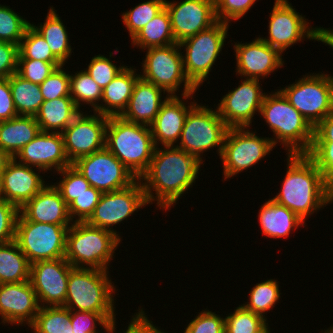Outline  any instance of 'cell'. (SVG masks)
I'll return each mask as SVG.
<instances>
[{
	"mask_svg": "<svg viewBox=\"0 0 333 333\" xmlns=\"http://www.w3.org/2000/svg\"><path fill=\"white\" fill-rule=\"evenodd\" d=\"M201 164L197 157L174 145L156 147L147 171L139 178L148 204L157 201L159 209L170 210L196 182Z\"/></svg>",
	"mask_w": 333,
	"mask_h": 333,
	"instance_id": "cell-1",
	"label": "cell"
},
{
	"mask_svg": "<svg viewBox=\"0 0 333 333\" xmlns=\"http://www.w3.org/2000/svg\"><path fill=\"white\" fill-rule=\"evenodd\" d=\"M287 171L280 192L273 198L303 221L333 203V191L322 173L306 154H287Z\"/></svg>",
	"mask_w": 333,
	"mask_h": 333,
	"instance_id": "cell-2",
	"label": "cell"
},
{
	"mask_svg": "<svg viewBox=\"0 0 333 333\" xmlns=\"http://www.w3.org/2000/svg\"><path fill=\"white\" fill-rule=\"evenodd\" d=\"M260 115L265 119L275 138L287 150V154H306L312 145L314 127L300 114L278 90L265 94Z\"/></svg>",
	"mask_w": 333,
	"mask_h": 333,
	"instance_id": "cell-3",
	"label": "cell"
},
{
	"mask_svg": "<svg viewBox=\"0 0 333 333\" xmlns=\"http://www.w3.org/2000/svg\"><path fill=\"white\" fill-rule=\"evenodd\" d=\"M105 147L136 179L147 171L156 148L149 126L128 122L120 116L108 117Z\"/></svg>",
	"mask_w": 333,
	"mask_h": 333,
	"instance_id": "cell-4",
	"label": "cell"
},
{
	"mask_svg": "<svg viewBox=\"0 0 333 333\" xmlns=\"http://www.w3.org/2000/svg\"><path fill=\"white\" fill-rule=\"evenodd\" d=\"M120 242L121 238L113 231L73 222L67 232L65 259L75 268L108 271Z\"/></svg>",
	"mask_w": 333,
	"mask_h": 333,
	"instance_id": "cell-5",
	"label": "cell"
},
{
	"mask_svg": "<svg viewBox=\"0 0 333 333\" xmlns=\"http://www.w3.org/2000/svg\"><path fill=\"white\" fill-rule=\"evenodd\" d=\"M108 275L105 270L73 267L64 307L70 311L115 313L116 286Z\"/></svg>",
	"mask_w": 333,
	"mask_h": 333,
	"instance_id": "cell-6",
	"label": "cell"
},
{
	"mask_svg": "<svg viewBox=\"0 0 333 333\" xmlns=\"http://www.w3.org/2000/svg\"><path fill=\"white\" fill-rule=\"evenodd\" d=\"M320 73L303 75L297 82L277 89L313 127L333 111V76Z\"/></svg>",
	"mask_w": 333,
	"mask_h": 333,
	"instance_id": "cell-7",
	"label": "cell"
},
{
	"mask_svg": "<svg viewBox=\"0 0 333 333\" xmlns=\"http://www.w3.org/2000/svg\"><path fill=\"white\" fill-rule=\"evenodd\" d=\"M229 24L217 21L211 27L179 43L184 48L183 68L186 77L198 89L210 75L227 38Z\"/></svg>",
	"mask_w": 333,
	"mask_h": 333,
	"instance_id": "cell-8",
	"label": "cell"
},
{
	"mask_svg": "<svg viewBox=\"0 0 333 333\" xmlns=\"http://www.w3.org/2000/svg\"><path fill=\"white\" fill-rule=\"evenodd\" d=\"M196 104L187 114L181 132L179 145L176 147L204 162L201 156L209 149L218 148L219 157L222 153L224 138L228 126L220 117L217 109Z\"/></svg>",
	"mask_w": 333,
	"mask_h": 333,
	"instance_id": "cell-9",
	"label": "cell"
},
{
	"mask_svg": "<svg viewBox=\"0 0 333 333\" xmlns=\"http://www.w3.org/2000/svg\"><path fill=\"white\" fill-rule=\"evenodd\" d=\"M70 226L28 221L19 213L14 241L31 264L65 258Z\"/></svg>",
	"mask_w": 333,
	"mask_h": 333,
	"instance_id": "cell-10",
	"label": "cell"
},
{
	"mask_svg": "<svg viewBox=\"0 0 333 333\" xmlns=\"http://www.w3.org/2000/svg\"><path fill=\"white\" fill-rule=\"evenodd\" d=\"M146 50L142 61L143 74L140 78L162 88L169 96L176 93L183 85L182 96L194 94L197 88L186 77L183 68V57L178 43Z\"/></svg>",
	"mask_w": 333,
	"mask_h": 333,
	"instance_id": "cell-11",
	"label": "cell"
},
{
	"mask_svg": "<svg viewBox=\"0 0 333 333\" xmlns=\"http://www.w3.org/2000/svg\"><path fill=\"white\" fill-rule=\"evenodd\" d=\"M269 20V36L260 37L282 54L287 48L308 38L326 44L327 29L309 26L305 15H300L288 0H275Z\"/></svg>",
	"mask_w": 333,
	"mask_h": 333,
	"instance_id": "cell-12",
	"label": "cell"
},
{
	"mask_svg": "<svg viewBox=\"0 0 333 333\" xmlns=\"http://www.w3.org/2000/svg\"><path fill=\"white\" fill-rule=\"evenodd\" d=\"M248 129L234 127L227 130L220 156L224 180L258 164L276 147L269 137H259Z\"/></svg>",
	"mask_w": 333,
	"mask_h": 333,
	"instance_id": "cell-13",
	"label": "cell"
},
{
	"mask_svg": "<svg viewBox=\"0 0 333 333\" xmlns=\"http://www.w3.org/2000/svg\"><path fill=\"white\" fill-rule=\"evenodd\" d=\"M72 165L102 193L125 189L137 179L106 147L77 159Z\"/></svg>",
	"mask_w": 333,
	"mask_h": 333,
	"instance_id": "cell-14",
	"label": "cell"
},
{
	"mask_svg": "<svg viewBox=\"0 0 333 333\" xmlns=\"http://www.w3.org/2000/svg\"><path fill=\"white\" fill-rule=\"evenodd\" d=\"M147 204L142 183L137 179L125 189L102 193L99 203L85 222L94 227L113 231L121 237L113 226L123 223L122 221L127 220L135 211Z\"/></svg>",
	"mask_w": 333,
	"mask_h": 333,
	"instance_id": "cell-15",
	"label": "cell"
},
{
	"mask_svg": "<svg viewBox=\"0 0 333 333\" xmlns=\"http://www.w3.org/2000/svg\"><path fill=\"white\" fill-rule=\"evenodd\" d=\"M108 116L81 112L61 133L67 158L71 162L105 148Z\"/></svg>",
	"mask_w": 333,
	"mask_h": 333,
	"instance_id": "cell-16",
	"label": "cell"
},
{
	"mask_svg": "<svg viewBox=\"0 0 333 333\" xmlns=\"http://www.w3.org/2000/svg\"><path fill=\"white\" fill-rule=\"evenodd\" d=\"M72 268L65 258L31 264L29 281L41 307L64 306Z\"/></svg>",
	"mask_w": 333,
	"mask_h": 333,
	"instance_id": "cell-17",
	"label": "cell"
},
{
	"mask_svg": "<svg viewBox=\"0 0 333 333\" xmlns=\"http://www.w3.org/2000/svg\"><path fill=\"white\" fill-rule=\"evenodd\" d=\"M260 87L259 80L245 78L238 87L222 97L216 108L229 128L251 126L254 114H260L266 94Z\"/></svg>",
	"mask_w": 333,
	"mask_h": 333,
	"instance_id": "cell-18",
	"label": "cell"
},
{
	"mask_svg": "<svg viewBox=\"0 0 333 333\" xmlns=\"http://www.w3.org/2000/svg\"><path fill=\"white\" fill-rule=\"evenodd\" d=\"M176 43L208 29L218 20L215 0L165 1Z\"/></svg>",
	"mask_w": 333,
	"mask_h": 333,
	"instance_id": "cell-19",
	"label": "cell"
},
{
	"mask_svg": "<svg viewBox=\"0 0 333 333\" xmlns=\"http://www.w3.org/2000/svg\"><path fill=\"white\" fill-rule=\"evenodd\" d=\"M234 43L237 61L235 72L241 79H263L283 66L282 53L264 42L260 36L249 43Z\"/></svg>",
	"mask_w": 333,
	"mask_h": 333,
	"instance_id": "cell-20",
	"label": "cell"
},
{
	"mask_svg": "<svg viewBox=\"0 0 333 333\" xmlns=\"http://www.w3.org/2000/svg\"><path fill=\"white\" fill-rule=\"evenodd\" d=\"M40 307L30 281L0 284V318L4 325L26 323L30 327Z\"/></svg>",
	"mask_w": 333,
	"mask_h": 333,
	"instance_id": "cell-21",
	"label": "cell"
},
{
	"mask_svg": "<svg viewBox=\"0 0 333 333\" xmlns=\"http://www.w3.org/2000/svg\"><path fill=\"white\" fill-rule=\"evenodd\" d=\"M18 162L44 172H56L71 166L67 158L63 136L59 132H40L14 157Z\"/></svg>",
	"mask_w": 333,
	"mask_h": 333,
	"instance_id": "cell-22",
	"label": "cell"
},
{
	"mask_svg": "<svg viewBox=\"0 0 333 333\" xmlns=\"http://www.w3.org/2000/svg\"><path fill=\"white\" fill-rule=\"evenodd\" d=\"M40 171L11 158L3 171L0 197L20 209L47 185Z\"/></svg>",
	"mask_w": 333,
	"mask_h": 333,
	"instance_id": "cell-23",
	"label": "cell"
},
{
	"mask_svg": "<svg viewBox=\"0 0 333 333\" xmlns=\"http://www.w3.org/2000/svg\"><path fill=\"white\" fill-rule=\"evenodd\" d=\"M194 94H188L182 97L169 96L167 100L161 105L159 113L157 114L154 122L150 126L153 141L156 147L159 144L162 146H175L181 136L184 127L185 119L188 112L197 104V102H190V105L184 100L193 98ZM182 98V100L180 99Z\"/></svg>",
	"mask_w": 333,
	"mask_h": 333,
	"instance_id": "cell-24",
	"label": "cell"
},
{
	"mask_svg": "<svg viewBox=\"0 0 333 333\" xmlns=\"http://www.w3.org/2000/svg\"><path fill=\"white\" fill-rule=\"evenodd\" d=\"M19 213L28 221L72 225L68 206L55 185H46L32 199L26 202Z\"/></svg>",
	"mask_w": 333,
	"mask_h": 333,
	"instance_id": "cell-25",
	"label": "cell"
},
{
	"mask_svg": "<svg viewBox=\"0 0 333 333\" xmlns=\"http://www.w3.org/2000/svg\"><path fill=\"white\" fill-rule=\"evenodd\" d=\"M162 92H166L154 85L139 78L135 83L132 96L129 99L128 105L120 117L128 122L141 125L151 126L161 105L169 97L162 96ZM164 97V99H162Z\"/></svg>",
	"mask_w": 333,
	"mask_h": 333,
	"instance_id": "cell-26",
	"label": "cell"
},
{
	"mask_svg": "<svg viewBox=\"0 0 333 333\" xmlns=\"http://www.w3.org/2000/svg\"><path fill=\"white\" fill-rule=\"evenodd\" d=\"M124 67L103 89L102 102L95 111L105 116H120L126 109L132 96L135 83L140 78L133 67Z\"/></svg>",
	"mask_w": 333,
	"mask_h": 333,
	"instance_id": "cell-27",
	"label": "cell"
},
{
	"mask_svg": "<svg viewBox=\"0 0 333 333\" xmlns=\"http://www.w3.org/2000/svg\"><path fill=\"white\" fill-rule=\"evenodd\" d=\"M258 213L262 234L269 238H286L291 231L305 225L298 215L273 199L266 201Z\"/></svg>",
	"mask_w": 333,
	"mask_h": 333,
	"instance_id": "cell-28",
	"label": "cell"
},
{
	"mask_svg": "<svg viewBox=\"0 0 333 333\" xmlns=\"http://www.w3.org/2000/svg\"><path fill=\"white\" fill-rule=\"evenodd\" d=\"M40 132L34 116H17L0 121V148L14 158Z\"/></svg>",
	"mask_w": 333,
	"mask_h": 333,
	"instance_id": "cell-29",
	"label": "cell"
},
{
	"mask_svg": "<svg viewBox=\"0 0 333 333\" xmlns=\"http://www.w3.org/2000/svg\"><path fill=\"white\" fill-rule=\"evenodd\" d=\"M82 111L71 97L44 101L34 116L42 132L62 133Z\"/></svg>",
	"mask_w": 333,
	"mask_h": 333,
	"instance_id": "cell-30",
	"label": "cell"
},
{
	"mask_svg": "<svg viewBox=\"0 0 333 333\" xmlns=\"http://www.w3.org/2000/svg\"><path fill=\"white\" fill-rule=\"evenodd\" d=\"M57 11L52 6L44 20V23L40 26L31 24L45 39L49 45L52 54L63 64L67 63L71 56L72 48L69 42L68 32L56 13Z\"/></svg>",
	"mask_w": 333,
	"mask_h": 333,
	"instance_id": "cell-31",
	"label": "cell"
},
{
	"mask_svg": "<svg viewBox=\"0 0 333 333\" xmlns=\"http://www.w3.org/2000/svg\"><path fill=\"white\" fill-rule=\"evenodd\" d=\"M132 45L142 50L175 44L168 11L164 7L132 39Z\"/></svg>",
	"mask_w": 333,
	"mask_h": 333,
	"instance_id": "cell-32",
	"label": "cell"
},
{
	"mask_svg": "<svg viewBox=\"0 0 333 333\" xmlns=\"http://www.w3.org/2000/svg\"><path fill=\"white\" fill-rule=\"evenodd\" d=\"M31 263L15 241L0 245V284L29 281Z\"/></svg>",
	"mask_w": 333,
	"mask_h": 333,
	"instance_id": "cell-33",
	"label": "cell"
},
{
	"mask_svg": "<svg viewBox=\"0 0 333 333\" xmlns=\"http://www.w3.org/2000/svg\"><path fill=\"white\" fill-rule=\"evenodd\" d=\"M8 79L18 116H35L44 102L40 86L23 79L17 73Z\"/></svg>",
	"mask_w": 333,
	"mask_h": 333,
	"instance_id": "cell-34",
	"label": "cell"
},
{
	"mask_svg": "<svg viewBox=\"0 0 333 333\" xmlns=\"http://www.w3.org/2000/svg\"><path fill=\"white\" fill-rule=\"evenodd\" d=\"M70 317L71 311L64 306L40 307L30 328L33 333H73Z\"/></svg>",
	"mask_w": 333,
	"mask_h": 333,
	"instance_id": "cell-35",
	"label": "cell"
},
{
	"mask_svg": "<svg viewBox=\"0 0 333 333\" xmlns=\"http://www.w3.org/2000/svg\"><path fill=\"white\" fill-rule=\"evenodd\" d=\"M102 92L103 90L85 69L70 75V97L79 109L85 103L91 105L95 112L100 106Z\"/></svg>",
	"mask_w": 333,
	"mask_h": 333,
	"instance_id": "cell-36",
	"label": "cell"
},
{
	"mask_svg": "<svg viewBox=\"0 0 333 333\" xmlns=\"http://www.w3.org/2000/svg\"><path fill=\"white\" fill-rule=\"evenodd\" d=\"M279 282L275 279H267L256 283L249 293V302L241 304L245 309L261 315L267 320L265 314L275 307L280 299Z\"/></svg>",
	"mask_w": 333,
	"mask_h": 333,
	"instance_id": "cell-37",
	"label": "cell"
},
{
	"mask_svg": "<svg viewBox=\"0 0 333 333\" xmlns=\"http://www.w3.org/2000/svg\"><path fill=\"white\" fill-rule=\"evenodd\" d=\"M269 328L266 319L242 305L225 317V333H266Z\"/></svg>",
	"mask_w": 333,
	"mask_h": 333,
	"instance_id": "cell-38",
	"label": "cell"
},
{
	"mask_svg": "<svg viewBox=\"0 0 333 333\" xmlns=\"http://www.w3.org/2000/svg\"><path fill=\"white\" fill-rule=\"evenodd\" d=\"M18 59L60 62L51 52L41 34L30 24L18 45Z\"/></svg>",
	"mask_w": 333,
	"mask_h": 333,
	"instance_id": "cell-39",
	"label": "cell"
},
{
	"mask_svg": "<svg viewBox=\"0 0 333 333\" xmlns=\"http://www.w3.org/2000/svg\"><path fill=\"white\" fill-rule=\"evenodd\" d=\"M115 313H95L71 311L70 323L73 333H100L96 329V323L101 325L107 333H114L116 330Z\"/></svg>",
	"mask_w": 333,
	"mask_h": 333,
	"instance_id": "cell-40",
	"label": "cell"
},
{
	"mask_svg": "<svg viewBox=\"0 0 333 333\" xmlns=\"http://www.w3.org/2000/svg\"><path fill=\"white\" fill-rule=\"evenodd\" d=\"M165 1L148 0L122 14L131 39L165 7Z\"/></svg>",
	"mask_w": 333,
	"mask_h": 333,
	"instance_id": "cell-41",
	"label": "cell"
},
{
	"mask_svg": "<svg viewBox=\"0 0 333 333\" xmlns=\"http://www.w3.org/2000/svg\"><path fill=\"white\" fill-rule=\"evenodd\" d=\"M30 24L12 8L0 4V41L19 45Z\"/></svg>",
	"mask_w": 333,
	"mask_h": 333,
	"instance_id": "cell-42",
	"label": "cell"
},
{
	"mask_svg": "<svg viewBox=\"0 0 333 333\" xmlns=\"http://www.w3.org/2000/svg\"><path fill=\"white\" fill-rule=\"evenodd\" d=\"M57 173L59 175L61 174L63 177L59 183H54V185L61 193L67 206H69L79 195L86 192L90 187L89 182L73 165L62 169Z\"/></svg>",
	"mask_w": 333,
	"mask_h": 333,
	"instance_id": "cell-43",
	"label": "cell"
},
{
	"mask_svg": "<svg viewBox=\"0 0 333 333\" xmlns=\"http://www.w3.org/2000/svg\"><path fill=\"white\" fill-rule=\"evenodd\" d=\"M62 65L61 62L18 59L17 74L27 81L40 85L57 67Z\"/></svg>",
	"mask_w": 333,
	"mask_h": 333,
	"instance_id": "cell-44",
	"label": "cell"
},
{
	"mask_svg": "<svg viewBox=\"0 0 333 333\" xmlns=\"http://www.w3.org/2000/svg\"><path fill=\"white\" fill-rule=\"evenodd\" d=\"M64 65L57 67L47 79L41 83L40 90L44 101L60 97H70V74L64 71Z\"/></svg>",
	"mask_w": 333,
	"mask_h": 333,
	"instance_id": "cell-45",
	"label": "cell"
},
{
	"mask_svg": "<svg viewBox=\"0 0 333 333\" xmlns=\"http://www.w3.org/2000/svg\"><path fill=\"white\" fill-rule=\"evenodd\" d=\"M306 155L315 163L325 183L333 191V143H312Z\"/></svg>",
	"mask_w": 333,
	"mask_h": 333,
	"instance_id": "cell-46",
	"label": "cell"
},
{
	"mask_svg": "<svg viewBox=\"0 0 333 333\" xmlns=\"http://www.w3.org/2000/svg\"><path fill=\"white\" fill-rule=\"evenodd\" d=\"M124 67H117L110 58L99 54L92 57L86 71L103 90Z\"/></svg>",
	"mask_w": 333,
	"mask_h": 333,
	"instance_id": "cell-47",
	"label": "cell"
},
{
	"mask_svg": "<svg viewBox=\"0 0 333 333\" xmlns=\"http://www.w3.org/2000/svg\"><path fill=\"white\" fill-rule=\"evenodd\" d=\"M102 192L90 186L79 195L69 206L68 213L73 222H85L99 203ZM77 217V218H76ZM75 218V220H74Z\"/></svg>",
	"mask_w": 333,
	"mask_h": 333,
	"instance_id": "cell-48",
	"label": "cell"
},
{
	"mask_svg": "<svg viewBox=\"0 0 333 333\" xmlns=\"http://www.w3.org/2000/svg\"><path fill=\"white\" fill-rule=\"evenodd\" d=\"M184 333H225V318L205 309L192 319Z\"/></svg>",
	"mask_w": 333,
	"mask_h": 333,
	"instance_id": "cell-49",
	"label": "cell"
},
{
	"mask_svg": "<svg viewBox=\"0 0 333 333\" xmlns=\"http://www.w3.org/2000/svg\"><path fill=\"white\" fill-rule=\"evenodd\" d=\"M256 0H215V14L218 21L231 23L248 12Z\"/></svg>",
	"mask_w": 333,
	"mask_h": 333,
	"instance_id": "cell-50",
	"label": "cell"
},
{
	"mask_svg": "<svg viewBox=\"0 0 333 333\" xmlns=\"http://www.w3.org/2000/svg\"><path fill=\"white\" fill-rule=\"evenodd\" d=\"M19 209L0 197V245L14 241Z\"/></svg>",
	"mask_w": 333,
	"mask_h": 333,
	"instance_id": "cell-51",
	"label": "cell"
},
{
	"mask_svg": "<svg viewBox=\"0 0 333 333\" xmlns=\"http://www.w3.org/2000/svg\"><path fill=\"white\" fill-rule=\"evenodd\" d=\"M18 45L0 41V78L17 73Z\"/></svg>",
	"mask_w": 333,
	"mask_h": 333,
	"instance_id": "cell-52",
	"label": "cell"
},
{
	"mask_svg": "<svg viewBox=\"0 0 333 333\" xmlns=\"http://www.w3.org/2000/svg\"><path fill=\"white\" fill-rule=\"evenodd\" d=\"M8 78H0V121L17 117Z\"/></svg>",
	"mask_w": 333,
	"mask_h": 333,
	"instance_id": "cell-53",
	"label": "cell"
},
{
	"mask_svg": "<svg viewBox=\"0 0 333 333\" xmlns=\"http://www.w3.org/2000/svg\"><path fill=\"white\" fill-rule=\"evenodd\" d=\"M124 333H168L154 326L153 322L147 318L143 308L132 316L131 321Z\"/></svg>",
	"mask_w": 333,
	"mask_h": 333,
	"instance_id": "cell-54",
	"label": "cell"
},
{
	"mask_svg": "<svg viewBox=\"0 0 333 333\" xmlns=\"http://www.w3.org/2000/svg\"><path fill=\"white\" fill-rule=\"evenodd\" d=\"M312 143H333V111L314 127Z\"/></svg>",
	"mask_w": 333,
	"mask_h": 333,
	"instance_id": "cell-55",
	"label": "cell"
},
{
	"mask_svg": "<svg viewBox=\"0 0 333 333\" xmlns=\"http://www.w3.org/2000/svg\"><path fill=\"white\" fill-rule=\"evenodd\" d=\"M11 159V157L0 148V170H5L6 164Z\"/></svg>",
	"mask_w": 333,
	"mask_h": 333,
	"instance_id": "cell-56",
	"label": "cell"
},
{
	"mask_svg": "<svg viewBox=\"0 0 333 333\" xmlns=\"http://www.w3.org/2000/svg\"><path fill=\"white\" fill-rule=\"evenodd\" d=\"M326 45H329L331 48H333V29H327Z\"/></svg>",
	"mask_w": 333,
	"mask_h": 333,
	"instance_id": "cell-57",
	"label": "cell"
},
{
	"mask_svg": "<svg viewBox=\"0 0 333 333\" xmlns=\"http://www.w3.org/2000/svg\"><path fill=\"white\" fill-rule=\"evenodd\" d=\"M3 171L4 170H0V194H1V189H2Z\"/></svg>",
	"mask_w": 333,
	"mask_h": 333,
	"instance_id": "cell-58",
	"label": "cell"
},
{
	"mask_svg": "<svg viewBox=\"0 0 333 333\" xmlns=\"http://www.w3.org/2000/svg\"><path fill=\"white\" fill-rule=\"evenodd\" d=\"M324 333H333V326L329 327L327 330L323 331ZM322 332V333H323Z\"/></svg>",
	"mask_w": 333,
	"mask_h": 333,
	"instance_id": "cell-59",
	"label": "cell"
}]
</instances>
